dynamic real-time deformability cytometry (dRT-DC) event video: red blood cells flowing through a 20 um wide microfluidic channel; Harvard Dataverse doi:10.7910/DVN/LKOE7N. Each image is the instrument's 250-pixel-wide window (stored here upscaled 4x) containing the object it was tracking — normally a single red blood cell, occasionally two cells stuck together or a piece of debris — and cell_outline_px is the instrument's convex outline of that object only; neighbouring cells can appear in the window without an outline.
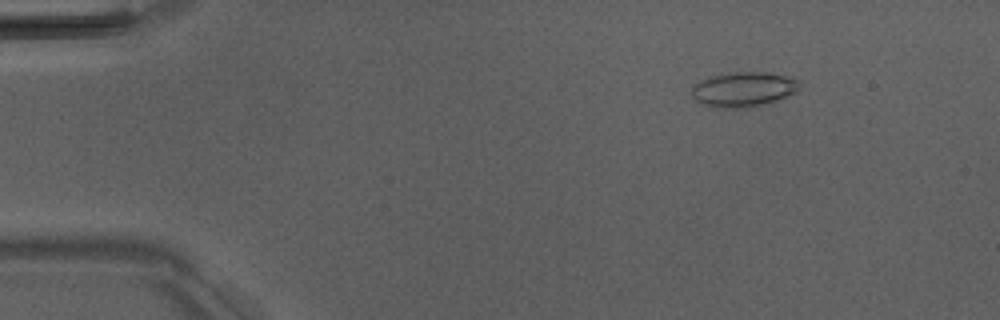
{"species": "Egyptian fruit bat (a non-hibernating species)", "species_latin": "Rousettus aegyptiacus", "temperature_condition": "room temperature", "stored_images_in_passage": 6, "camera_frame_rate_fps": 3000, "um_per_image_px": 0.085, "animal": {"sex": "male"}, "frame": {"image": 1, "passage_image": 6, "time_ms": 6.0, "image_size_px": [1000, 320], "cell_outline_px": [[800, 88], [796, 92], [776, 100], [760, 104], [736, 108], [712, 108], [696, 100], [692, 96], [692, 88], [700, 80], [708, 76], [728, 72], [772, 72], [800, 80]], "centroid_in_image_um": [63.18, 7.57], "position_along_channel_um": 21.8, "area_um2": 21.91}}